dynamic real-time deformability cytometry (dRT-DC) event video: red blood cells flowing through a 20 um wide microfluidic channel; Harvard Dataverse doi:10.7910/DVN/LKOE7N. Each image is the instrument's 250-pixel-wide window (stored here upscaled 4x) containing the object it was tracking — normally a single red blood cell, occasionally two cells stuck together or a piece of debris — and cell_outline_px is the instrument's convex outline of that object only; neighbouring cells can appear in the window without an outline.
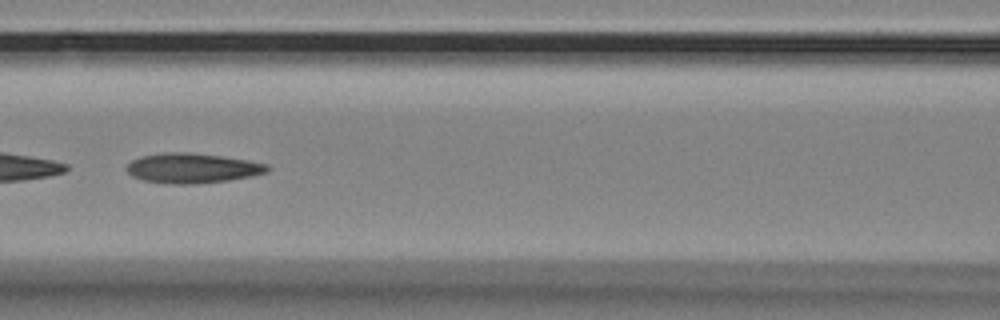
{"species": "Egyptian fruit bat (a non-hibernating species)", "species_latin": "Rousettus aegyptiacus", "temperature_condition": "room temperature", "stored_images_in_passage": 36, "camera_frame_rate_fps": 3000, "um_per_image_px": 0.085, "animal": {"sex": "female"}, "frame": {"image": 1, "passage_image": 11, "time_ms": 3.333, "image_size_px": [1000, 320], "cell_outline_px": [[272, 168], [268, 172], [252, 176], [228, 180], [192, 184], [172, 184], [144, 180], [132, 176], [124, 168], [132, 160], [140, 156], [164, 152], [188, 152], [220, 156], [248, 160], [268, 164]], "centroid_in_image_um": [16.36, 14.29], "position_along_channel_um": 150.2, "area_um2": 24.57}}